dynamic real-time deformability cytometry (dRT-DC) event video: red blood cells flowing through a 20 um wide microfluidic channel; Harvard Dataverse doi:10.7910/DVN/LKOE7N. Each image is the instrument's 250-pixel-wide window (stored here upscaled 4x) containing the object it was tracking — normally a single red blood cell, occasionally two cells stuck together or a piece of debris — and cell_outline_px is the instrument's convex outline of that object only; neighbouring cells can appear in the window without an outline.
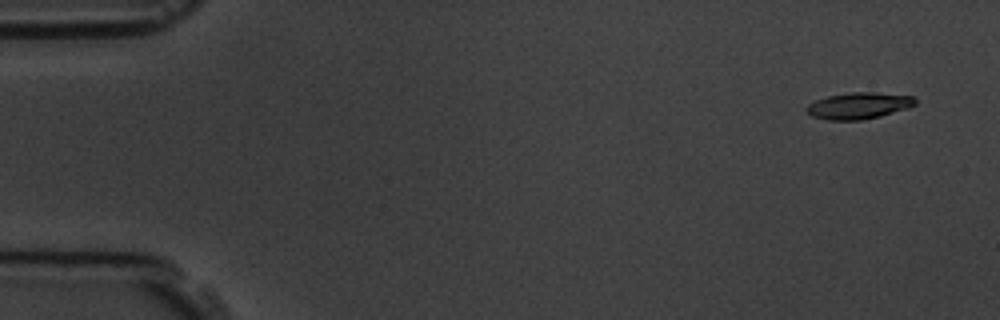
{"species": "common noctule bat (a hibernating species)", "species_latin": "Nyctalus noctula", "temperature_condition": "room temperature", "stored_images_in_passage": 4, "camera_frame_rate_fps": 3000, "um_per_image_px": 0.085, "animal": {"sex": "male", "body_mass_g": 19.5, "forearm_length_mm": 54.6}, "frame": {"image": 1, "passage_image": 1, "time_ms": 0.0, "image_size_px": [1000, 320], "cell_outline_px": [[916, 104], [908, 108], [880, 116], [860, 120], [828, 120], [812, 116], [804, 108], [808, 104], [816, 100], [828, 96], [852, 92], [872, 92], [916, 96]], "centroid_in_image_um": [73.01, 8.98], "position_along_channel_um": 12.0, "area_um2": 16.76}}
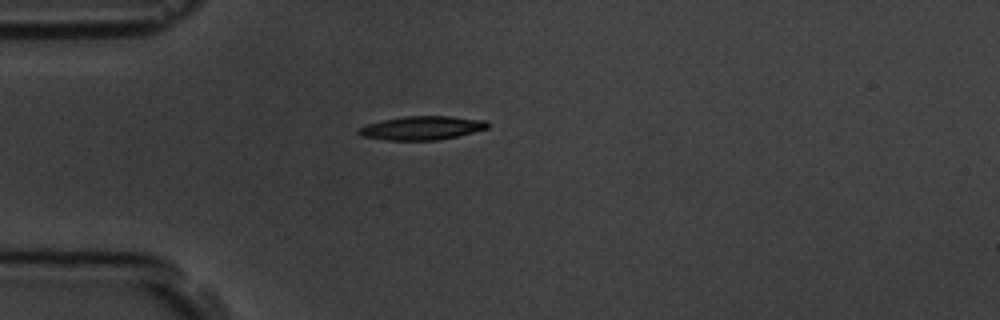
{"frame": {"image": 2, "passage_image": 4, "time_ms": 4.0, "image_size_px": [1000, 320], "cell_outline_px": [[488, 128], [440, 140], [388, 140], [360, 136], [356, 132], [356, 128], [368, 124], [384, 120], [404, 116], [448, 116], [484, 120], [488, 124]], "centroid_in_image_um": [35.8, 10.88], "position_along_channel_um": 49.2, "area_um2": 17.69}}